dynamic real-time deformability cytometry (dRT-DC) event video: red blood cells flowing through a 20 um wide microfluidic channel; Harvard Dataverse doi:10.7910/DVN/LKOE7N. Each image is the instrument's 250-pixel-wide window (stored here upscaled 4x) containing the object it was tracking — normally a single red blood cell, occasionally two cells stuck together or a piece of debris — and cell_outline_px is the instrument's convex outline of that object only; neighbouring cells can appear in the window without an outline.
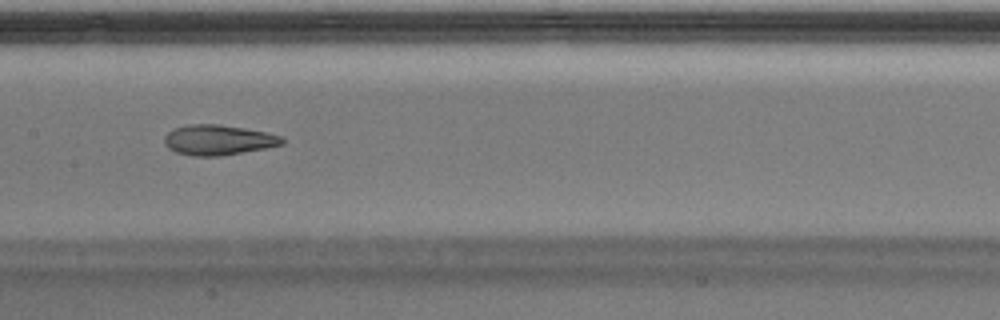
{"species": "Egyptian fruit bat (a non-hibernating species)", "species_latin": "Rousettus aegyptiacus", "temperature_condition": "warm", "stored_images_in_passage": 36, "camera_frame_rate_fps": 3000, "um_per_image_px": 0.085, "animal": {"sex": "male"}, "frame": {"image": 1, "passage_image": 11, "time_ms": 3.333, "image_size_px": [1000, 320], "cell_outline_px": [[284, 144], [264, 148], [220, 156], [192, 156], [176, 152], [168, 148], [164, 144], [164, 136], [168, 132], [176, 128], [188, 124], [220, 124], [268, 132], [284, 136]], "centroid_in_image_um": [18.56, 11.89], "position_along_channel_um": 188.8, "area_um2": 20.81}}
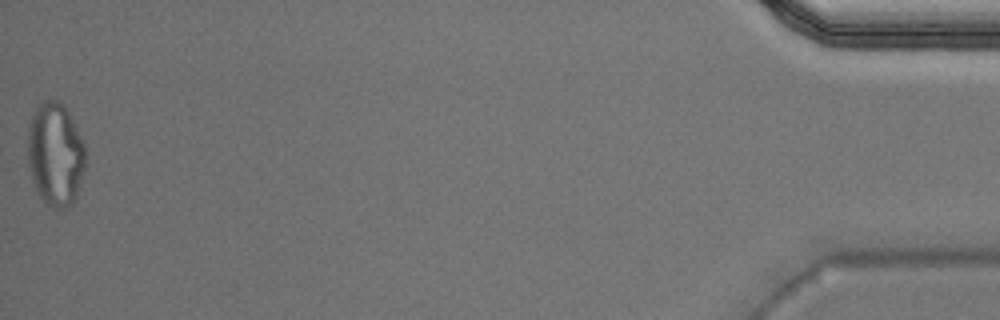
{"frame": {"image": 2, "passage_image": 36, "time_ms": 11.667, "image_size_px": [1000, 320], "cell_outline_px": [[84, 172], [76, 200], [68, 208], [56, 208], [48, 204], [40, 196], [32, 180], [28, 164], [28, 124], [32, 112], [44, 100], [56, 100], [64, 104], [76, 124], [84, 140]], "centroid_in_image_um": [4.72, 13.09], "position_along_channel_um": 430.5, "area_um2": 35.2}, "authors_computed_cell_mechanics": {"area_um2": 21.5594, "velocity_mm_per_s": 4.0364, "shape_relaxation_time_tau1_ms": 9.431, "shape_relaxation_time_tau2_ms": 1.9797, "deformation_change_tau1": 0.3098, "deformation_change_tau2": 0.1062}}